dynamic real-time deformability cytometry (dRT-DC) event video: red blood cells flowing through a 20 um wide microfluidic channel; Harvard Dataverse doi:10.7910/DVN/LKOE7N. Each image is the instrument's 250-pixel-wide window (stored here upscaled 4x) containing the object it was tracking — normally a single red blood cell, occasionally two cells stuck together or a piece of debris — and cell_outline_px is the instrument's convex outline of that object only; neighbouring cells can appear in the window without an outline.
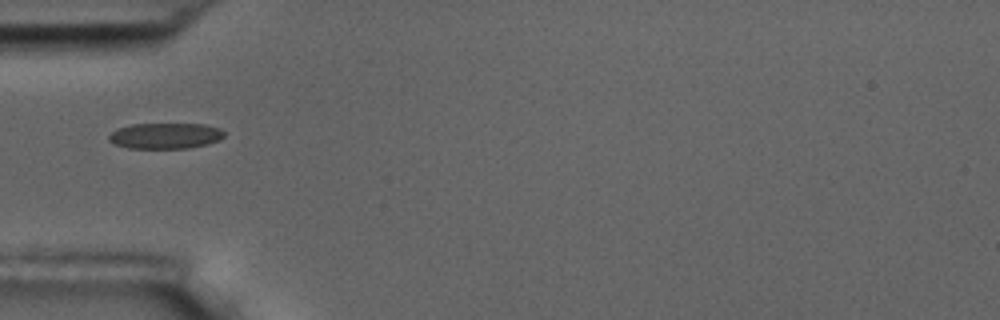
{"species": "common noctule bat (a hibernating species)", "species_latin": "Nyctalus noctula", "temperature_condition": "room temperature", "stored_images_in_passage": 3, "camera_frame_rate_fps": 3000, "um_per_image_px": 0.085, "animal": {"sex": "male", "body_mass_g": 17.5, "forearm_length_mm": 52.3}, "frame": {"image": 1, "passage_image": 1, "time_ms": 0.0, "image_size_px": [1000, 320], "cell_outline_px": [[224, 136], [220, 140], [208, 144], [188, 148], [128, 148], [112, 144], [108, 140], [108, 136], [116, 128], [132, 124], [204, 124], [220, 128], [224, 132]], "centroid_in_image_um": [14.03, 11.54], "position_along_channel_um": 71.0, "area_um2": 17.51}}